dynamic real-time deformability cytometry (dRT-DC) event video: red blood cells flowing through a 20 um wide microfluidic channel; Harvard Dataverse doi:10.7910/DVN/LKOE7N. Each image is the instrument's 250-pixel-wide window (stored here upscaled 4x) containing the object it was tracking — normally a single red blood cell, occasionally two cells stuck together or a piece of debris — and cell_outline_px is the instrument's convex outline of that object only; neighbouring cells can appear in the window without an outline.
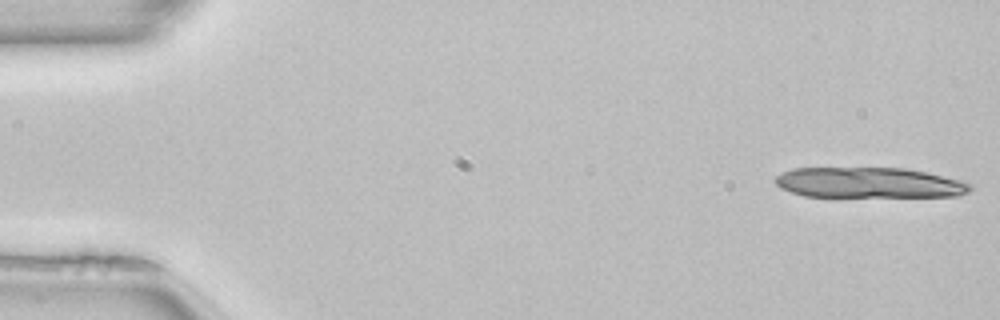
{"species": "common noctule bat (a hibernating species)", "species_latin": "Nyctalus noctula", "temperature_condition": "room temperature", "stored_images_in_passage": 12, "camera_frame_rate_fps": 3000, "um_per_image_px": 0.085, "animal": {"sex": "female", "body_mass_g": 22.7, "forearm_length_mm": 54.2}, "frame": {"image": 1, "passage_image": 1, "time_ms": 0.0, "image_size_px": [1000, 320], "cell_outline_px": [[972, 188], [968, 192], [956, 196], [804, 196], [780, 188], [776, 184], [776, 176], [780, 172], [792, 168], [904, 168], [924, 172], [960, 180], [968, 184]], "centroid_in_image_um": [73.8, 15.52], "position_along_channel_um": 11.2, "area_um2": 34.28}}